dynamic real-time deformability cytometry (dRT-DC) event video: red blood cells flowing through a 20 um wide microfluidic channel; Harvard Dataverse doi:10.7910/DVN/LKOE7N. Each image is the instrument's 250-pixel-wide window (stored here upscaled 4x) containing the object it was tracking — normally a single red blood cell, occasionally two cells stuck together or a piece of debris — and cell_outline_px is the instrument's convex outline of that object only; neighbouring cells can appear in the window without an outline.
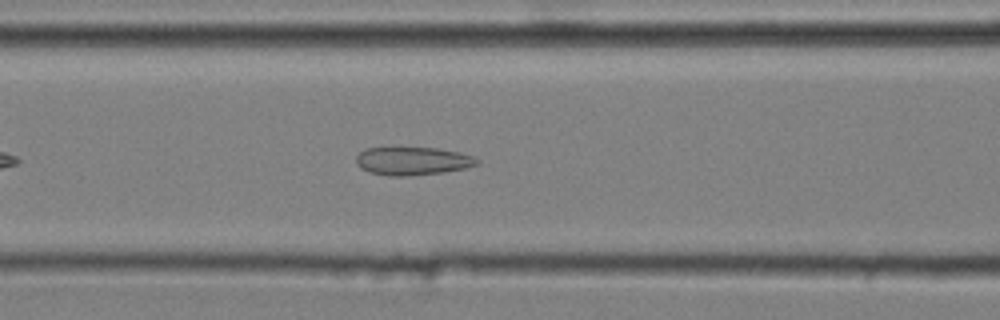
{"species": "common noctule bat (a hibernating species)", "species_latin": "Nyctalus noctula", "temperature_condition": "cold", "stored_images_in_passage": 37, "camera_frame_rate_fps": 3000, "um_per_image_px": 0.085, "animal": {"sex": "male", "body_mass_g": 20.4}, "frame": {"image": 1, "passage_image": 7, "time_ms": 2.0, "image_size_px": [1000, 320], "cell_outline_px": [[480, 164], [464, 168], [444, 172], [408, 176], [388, 176], [368, 172], [360, 168], [356, 164], [356, 156], [364, 148], [436, 148], [460, 152], [476, 156], [480, 160]], "centroid_in_image_um": [35.09, 13.69], "position_along_channel_um": 131.5, "area_um2": 20.06}}
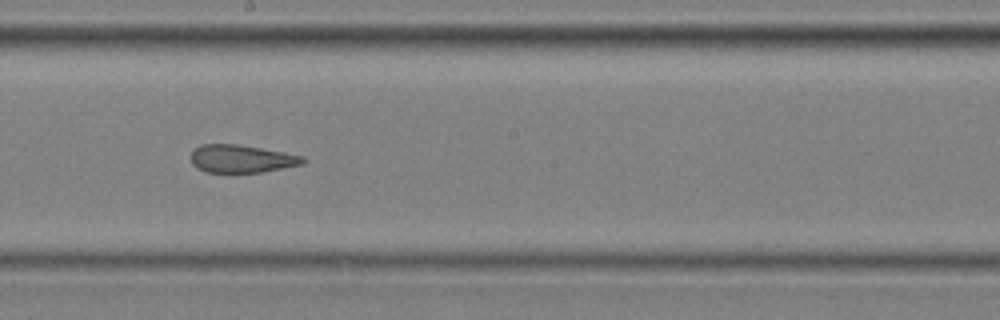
{"frame": {"image": 2, "passage_image": 15, "time_ms": 4.667, "image_size_px": [1000, 320], "cell_outline_px": [[308, 160], [304, 164], [260, 172], [204, 172], [196, 168], [192, 164], [192, 152], [200, 144], [236, 144], [284, 152], [304, 156]], "centroid_in_image_um": [20.55, 13.49], "position_along_channel_um": 227.7, "area_um2": 18.15}}
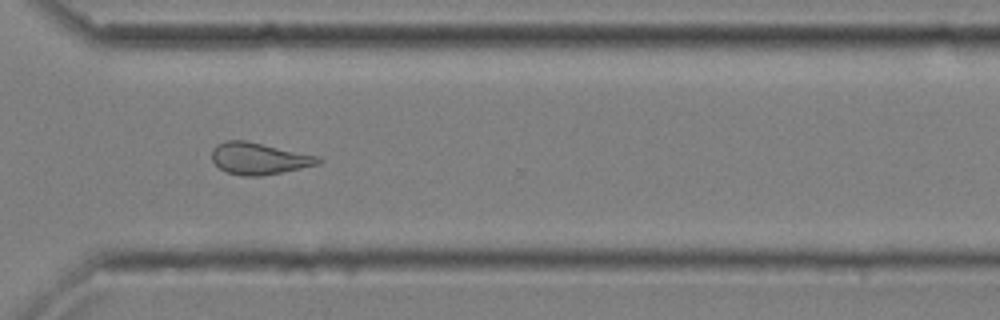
{"frame": {"image": 3, "passage_image": 25, "time_ms": 8.0, "image_size_px": [1000, 320], "cell_outline_px": [[324, 160], [320, 164], [260, 176], [244, 176], [228, 172], [220, 168], [212, 160], [212, 148], [216, 144], [224, 140], [248, 140], [320, 156]], "centroid_in_image_um": [22.03, 13.45], "position_along_channel_um": 348.6, "area_um2": 19.88}, "authors_computed_cell_mechanics": {"area_um2": 19.5942, "velocity_mm_per_s": 3.6202, "shape_relaxation_time_tau1_ms": null, "shape_relaxation_time_tau2_ms": 2.5473, "deformation_change_tau1": null, "deformation_change_tau2": 0.1086}}